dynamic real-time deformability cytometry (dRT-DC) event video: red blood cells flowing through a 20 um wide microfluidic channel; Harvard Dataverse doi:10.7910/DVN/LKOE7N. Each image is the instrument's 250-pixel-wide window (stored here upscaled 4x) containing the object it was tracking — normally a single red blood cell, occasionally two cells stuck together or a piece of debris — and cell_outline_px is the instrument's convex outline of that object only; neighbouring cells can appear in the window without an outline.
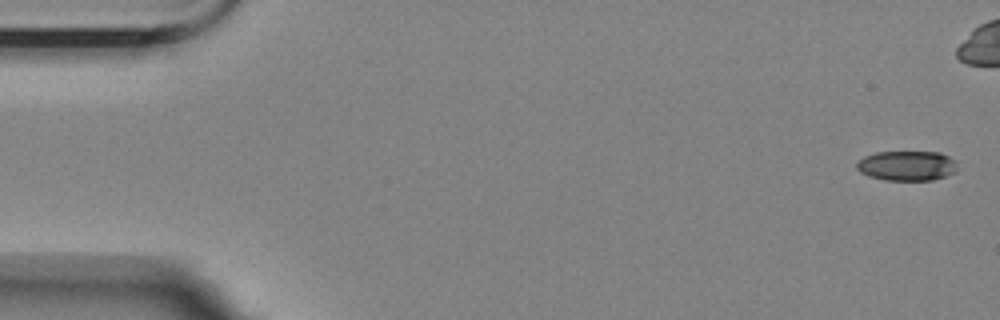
{"species": "Egyptian fruit bat (a non-hibernating species)", "species_latin": "Rousettus aegyptiacus", "temperature_condition": "room temperature", "stored_images_in_passage": 8, "camera_frame_rate_fps": 3000, "um_per_image_px": 0.085, "animal": {"sex": "female"}, "frame": {"image": 1, "passage_image": 1, "time_ms": 0.0, "image_size_px": [1000, 320], "cell_outline_px": [[956, 172], [932, 180], [884, 180], [868, 176], [860, 172], [856, 168], [856, 164], [864, 156], [876, 152], [940, 152], [948, 156], [952, 160], [956, 168]], "centroid_in_image_um": [77.04, 14.09], "position_along_channel_um": 8.0, "area_um2": 17.4}}